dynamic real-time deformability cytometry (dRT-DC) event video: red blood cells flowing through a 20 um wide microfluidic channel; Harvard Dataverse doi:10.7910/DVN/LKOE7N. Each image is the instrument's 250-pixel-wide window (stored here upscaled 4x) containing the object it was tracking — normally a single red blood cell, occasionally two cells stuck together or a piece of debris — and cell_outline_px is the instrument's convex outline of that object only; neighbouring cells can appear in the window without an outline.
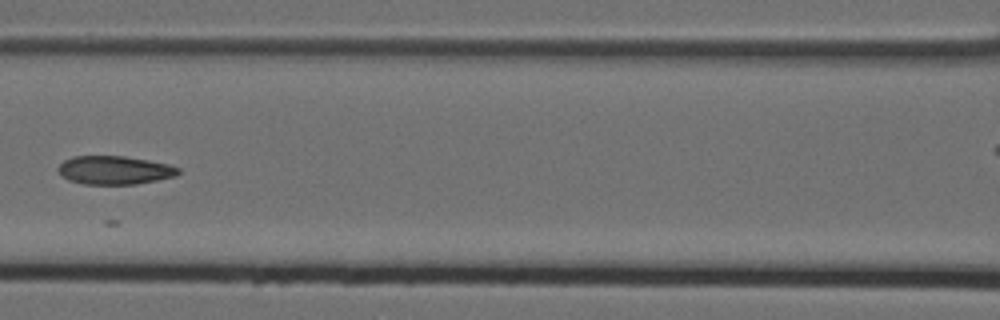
{"species": "Egyptian fruit bat (a non-hibernating species)", "species_latin": "Rousettus aegyptiacus", "temperature_condition": "cold", "stored_images_in_passage": 8, "camera_frame_rate_fps": 3000, "um_per_image_px": 0.085, "animal": {"sex": "female"}, "frame": {"image": 1, "passage_image": 7, "time_ms": 2.0, "image_size_px": [1000, 320], "cell_outline_px": [[180, 172], [176, 176], [136, 184], [84, 184], [68, 180], [56, 168], [64, 160], [72, 156], [124, 156], [148, 160], [168, 164], [180, 168]], "centroid_in_image_um": [9.74, 14.46], "position_along_channel_um": 156.9, "area_um2": 19.88}}